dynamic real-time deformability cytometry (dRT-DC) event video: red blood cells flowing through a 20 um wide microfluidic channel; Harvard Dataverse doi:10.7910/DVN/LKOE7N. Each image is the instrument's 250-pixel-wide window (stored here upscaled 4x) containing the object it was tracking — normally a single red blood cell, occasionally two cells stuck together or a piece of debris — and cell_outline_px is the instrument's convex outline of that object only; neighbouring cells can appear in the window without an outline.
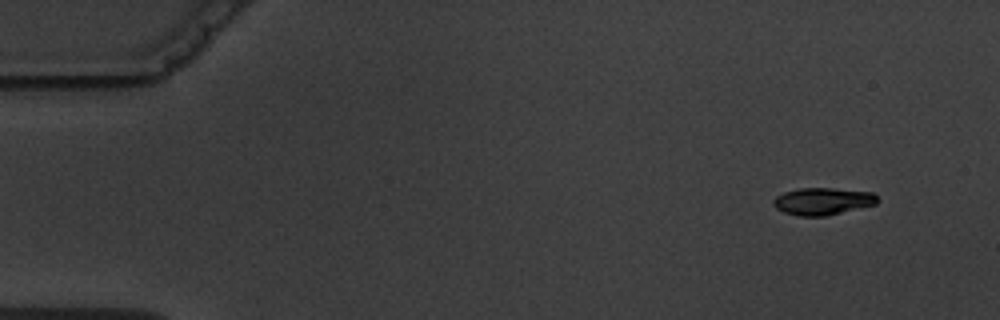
{"species": "common noctule bat (a hibernating species)", "species_latin": "Nyctalus noctula", "temperature_condition": "warm", "stored_images_in_passage": 6, "camera_frame_rate_fps": 3000, "um_per_image_px": 0.085, "animal": {"sex": "male", "body_mass_g": 19.5, "forearm_length_mm": 54.6}, "frame": {"image": 1, "passage_image": 1, "time_ms": 0.0, "image_size_px": [1000, 320], "cell_outline_px": [[880, 200], [876, 204], [824, 216], [800, 216], [784, 212], [776, 208], [772, 204], [772, 200], [776, 196], [784, 192], [800, 188], [832, 188], [872, 192]], "centroid_in_image_um": [69.91, 17.1], "position_along_channel_um": 15.1, "area_um2": 16.42}}
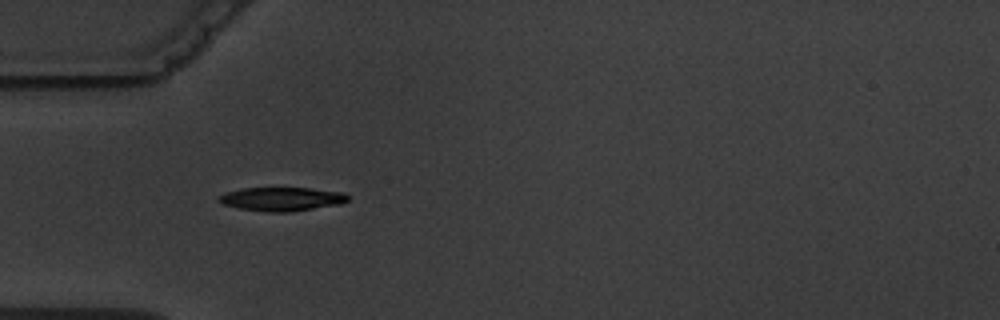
{"frame": {"image": 2, "passage_image": 5, "time_ms": 4.333, "image_size_px": [1000, 320], "cell_outline_px": [[348, 200], [340, 204], [288, 212], [268, 212], [240, 208], [224, 204], [216, 200], [224, 192], [244, 188], [308, 188], [344, 192], [348, 196]], "centroid_in_image_um": [23.94, 16.91], "position_along_channel_um": 61.1, "area_um2": 17.69}}